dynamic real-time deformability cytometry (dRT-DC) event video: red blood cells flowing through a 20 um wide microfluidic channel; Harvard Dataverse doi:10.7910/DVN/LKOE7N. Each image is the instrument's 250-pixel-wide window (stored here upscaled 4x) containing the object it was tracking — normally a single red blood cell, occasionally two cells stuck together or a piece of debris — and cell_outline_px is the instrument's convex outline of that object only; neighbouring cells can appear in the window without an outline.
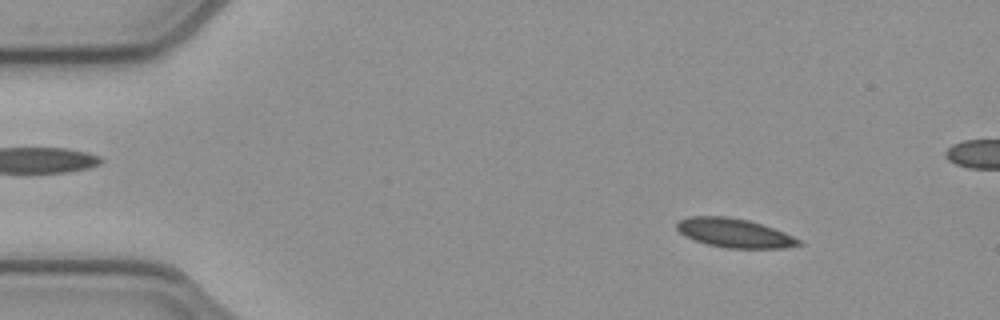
{"species": "common noctule bat (a hibernating species)", "species_latin": "Nyctalus noctula", "temperature_condition": "cold", "stored_images_in_passage": 52, "camera_frame_rate_fps": 3000, "um_per_image_px": 0.085, "animal": {"sex": "female", "body_mass_g": 21.9}, "frame": {"image": 1, "passage_image": 6, "time_ms": 1.667, "image_size_px": [1000, 320], "cell_outline_px": [[804, 244], [784, 248], [728, 248], [708, 244], [684, 236], [676, 228], [676, 224], [680, 220], [688, 216], [728, 216], [748, 220], [784, 232], [800, 240]], "centroid_in_image_um": [62.41, 19.8], "position_along_channel_um": 22.6, "area_um2": 20.46}}
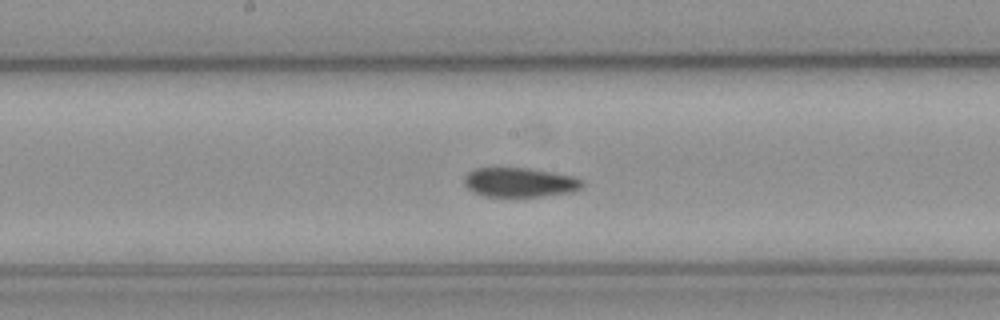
{"frame": {"image": 2, "passage_image": 26, "time_ms": 8.333, "image_size_px": [1000, 320], "cell_outline_px": [[584, 184], [580, 188], [572, 192], [540, 196], [484, 196], [472, 192], [464, 184], [464, 176], [468, 172], [476, 168], [528, 168], [572, 176], [584, 180]], "centroid_in_image_um": [44.16, 15.5], "position_along_channel_um": 204.0, "area_um2": 20.11}}
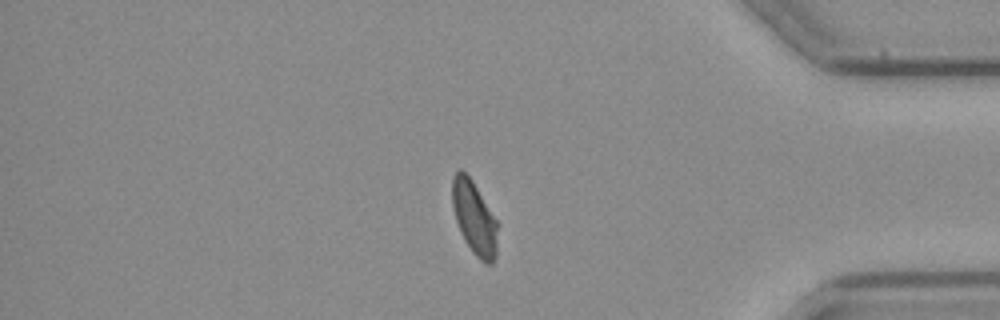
{"frame": {"image": 3, "passage_image": 43, "time_ms": 14.0, "image_size_px": [1000, 320], "cell_outline_px": [[496, 256], [492, 264], [488, 264], [480, 260], [476, 256], [464, 240], [460, 232], [452, 208], [452, 176], [460, 168], [472, 180], [496, 220]], "centroid_in_image_um": [40.28, 18.51], "position_along_channel_um": 394.9, "area_um2": 19.07}, "authors_computed_cell_mechanics": {"area_um2": 20.5479, "velocity_mm_per_s": 3.9008, "shape_relaxation_time_tau1_ms": null, "shape_relaxation_time_tau2_ms": 2.2935, "deformation_change_tau1": null, "deformation_change_tau2": 0.071}}